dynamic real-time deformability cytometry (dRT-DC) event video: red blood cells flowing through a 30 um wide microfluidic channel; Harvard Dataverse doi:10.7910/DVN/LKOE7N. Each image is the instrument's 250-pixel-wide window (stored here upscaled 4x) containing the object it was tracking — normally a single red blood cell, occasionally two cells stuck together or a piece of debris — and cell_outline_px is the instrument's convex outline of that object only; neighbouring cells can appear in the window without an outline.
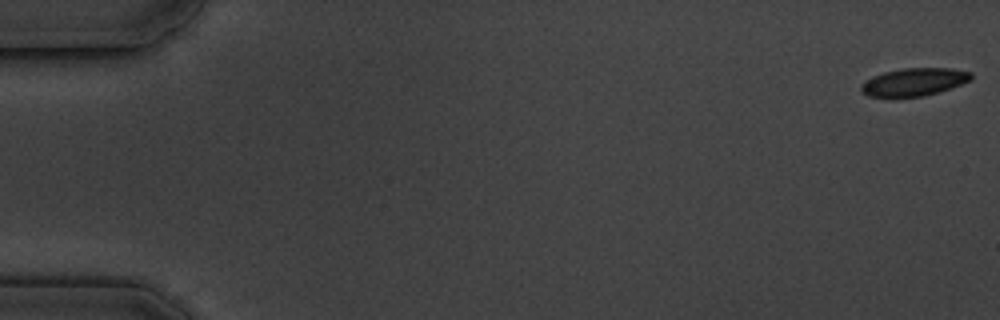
{"species": "common noctule bat (a hibernating species)", "species_latin": "Nyctalus noctula", "temperature_condition": "cold", "stored_images_in_passage": 6, "camera_frame_rate_fps": 3000, "um_per_image_px": 0.085, "animal": {"sex": "male", "body_mass_g": 19.5, "forearm_length_mm": 54.6}, "frame": {"image": 1, "passage_image": 1, "time_ms": 0.0, "image_size_px": [1000, 320], "cell_outline_px": [[972, 80], [952, 88], [924, 96], [892, 100], [868, 96], [860, 88], [860, 84], [872, 76], [884, 72], [904, 68], [952, 68], [972, 72]], "centroid_in_image_um": [77.67, 7.01], "position_along_channel_um": 7.3, "area_um2": 18.55}}
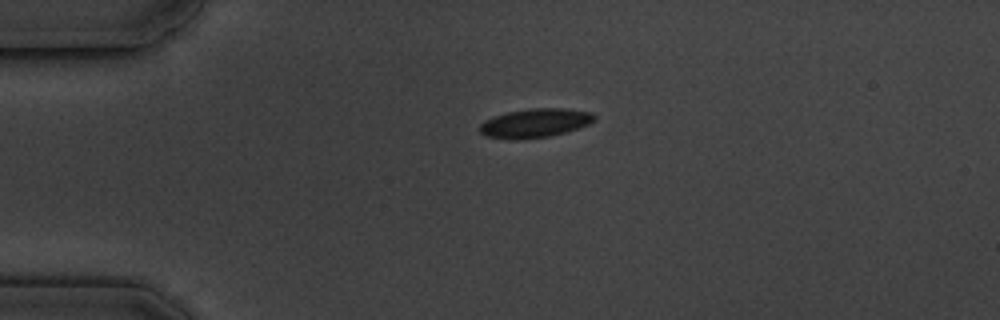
{"frame": {"image": 2, "passage_image": 5, "time_ms": 4.333, "image_size_px": [1000, 320], "cell_outline_px": [[596, 120], [588, 124], [564, 132], [548, 136], [516, 140], [508, 140], [484, 136], [480, 132], [480, 124], [484, 120], [508, 112], [532, 108], [564, 108], [592, 112], [596, 116]], "centroid_in_image_um": [45.46, 10.46], "position_along_channel_um": 39.5, "area_um2": 19.31}}
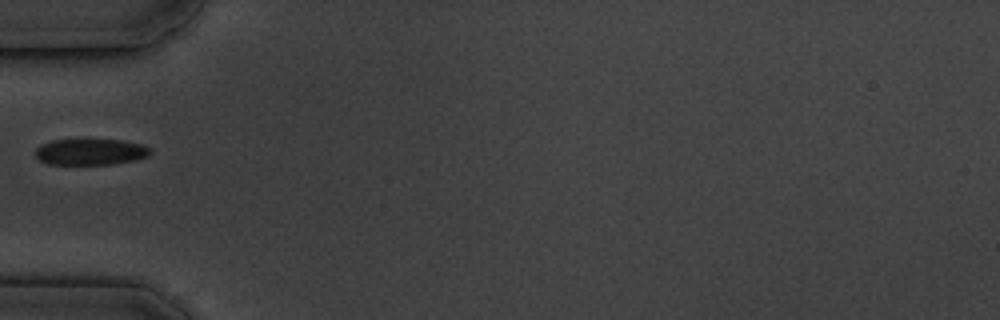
{"frame": {"image": 3, "passage_image": 6, "time_ms": 6.333, "image_size_px": [1000, 320], "cell_outline_px": [[152, 152], [148, 156], [136, 160], [112, 164], [48, 164], [40, 160], [36, 156], [36, 148], [40, 144], [52, 140], [124, 140], [140, 144], [148, 148]], "centroid_in_image_um": [7.69, 12.91], "position_along_channel_um": 77.3, "area_um2": 17.46}}